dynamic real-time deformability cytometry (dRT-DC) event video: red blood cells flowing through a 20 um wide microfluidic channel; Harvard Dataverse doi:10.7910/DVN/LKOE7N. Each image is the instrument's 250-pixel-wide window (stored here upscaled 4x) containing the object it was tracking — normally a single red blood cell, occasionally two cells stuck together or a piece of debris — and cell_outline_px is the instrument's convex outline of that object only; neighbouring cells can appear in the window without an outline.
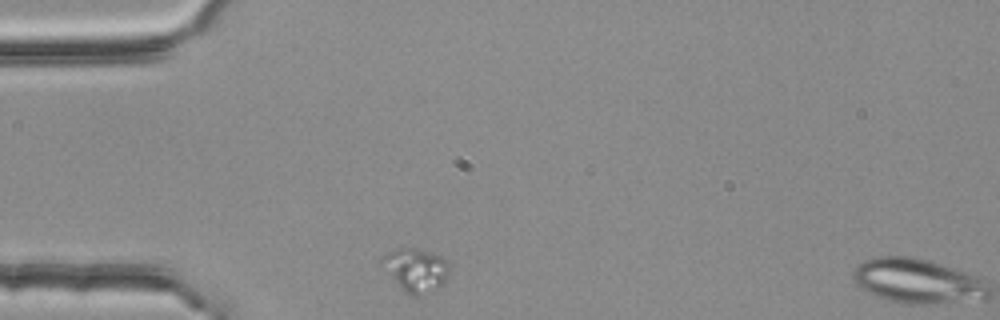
{"species": "common noctule bat (a hibernating species)", "species_latin": "Nyctalus noctula", "temperature_condition": "room temperature", "stored_images_in_passage": 2, "segment_of_instrument_passage": [1, 2], "camera_frame_rate_fps": 3000, "um_per_image_px": 0.085, "animal": {"sex": "female", "body_mass_g": 25.1}, "frame": {"image": 1, "passage_image": 1, "time_ms": 0.0, "image_size_px": [1000, 320], "cell_outline_px": [[448, 276], [444, 284], [420, 296], [412, 296], [404, 292], [400, 288], [380, 264], [380, 260], [388, 252], [396, 248], [416, 248], [432, 252], [448, 260]], "centroid_in_image_um": [35.33, 22.94], "position_along_channel_um": 49.7, "area_um2": 17.17}}